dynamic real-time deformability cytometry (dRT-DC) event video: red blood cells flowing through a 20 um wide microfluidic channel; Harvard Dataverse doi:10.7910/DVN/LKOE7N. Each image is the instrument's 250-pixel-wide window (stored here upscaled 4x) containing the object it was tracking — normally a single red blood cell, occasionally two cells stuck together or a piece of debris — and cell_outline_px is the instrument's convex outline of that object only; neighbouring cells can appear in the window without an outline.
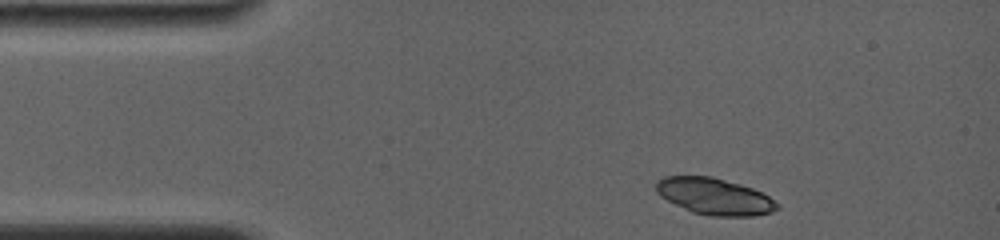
{"species": "common noctule bat (a hibernating species)", "species_latin": "Nyctalus noctula", "temperature_condition": "room temperature", "stored_images_in_passage": 4, "camera_frame_rate_fps": 4000, "um_per_image_px": 0.085, "animal": {"sex": "female", "body_mass_g": 19.0, "forearm_length_mm": 56.7}, "frame": {"image": 1, "passage_image": 1, "time_ms": 0.0, "image_size_px": [1000, 240], "cell_outline_px": [[780, 208], [772, 212], [752, 216], [708, 216], [692, 212], [660, 196], [656, 192], [656, 180], [664, 176], [712, 176], [740, 184], [752, 188], [768, 196], [780, 204]], "centroid_in_image_um": [60.74, 16.69], "position_along_channel_um": 24.3, "area_um2": 25.84}}